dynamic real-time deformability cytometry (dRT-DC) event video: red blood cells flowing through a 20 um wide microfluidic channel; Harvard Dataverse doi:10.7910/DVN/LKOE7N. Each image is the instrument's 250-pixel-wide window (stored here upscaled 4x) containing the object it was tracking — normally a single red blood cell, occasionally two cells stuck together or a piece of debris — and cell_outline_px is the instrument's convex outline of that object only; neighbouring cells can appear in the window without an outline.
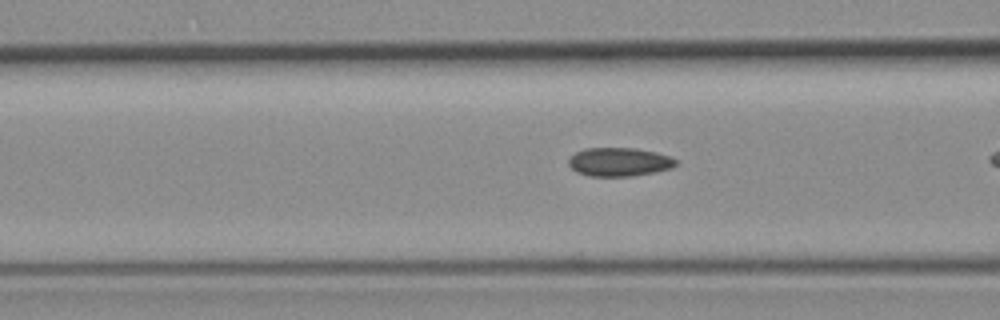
{"species": "common noctule bat (a hibernating species)", "species_latin": "Nyctalus noctula", "temperature_condition": "room temperature", "stored_images_in_passage": 10, "camera_frame_rate_fps": 3000, "um_per_image_px": 0.085, "animal": {"sex": "female", "body_mass_g": 19.3, "forearm_length_mm": 54.1}, "frame": {"image": 1, "passage_image": 7, "time_ms": 2.0, "image_size_px": [1000, 320], "cell_outline_px": [[676, 164], [672, 168], [656, 172], [632, 176], [588, 176], [576, 172], [568, 164], [568, 156], [584, 148], [636, 148], [656, 152], [668, 156], [676, 160]], "centroid_in_image_um": [52.59, 13.76], "position_along_channel_um": 114.0, "area_um2": 18.03}}